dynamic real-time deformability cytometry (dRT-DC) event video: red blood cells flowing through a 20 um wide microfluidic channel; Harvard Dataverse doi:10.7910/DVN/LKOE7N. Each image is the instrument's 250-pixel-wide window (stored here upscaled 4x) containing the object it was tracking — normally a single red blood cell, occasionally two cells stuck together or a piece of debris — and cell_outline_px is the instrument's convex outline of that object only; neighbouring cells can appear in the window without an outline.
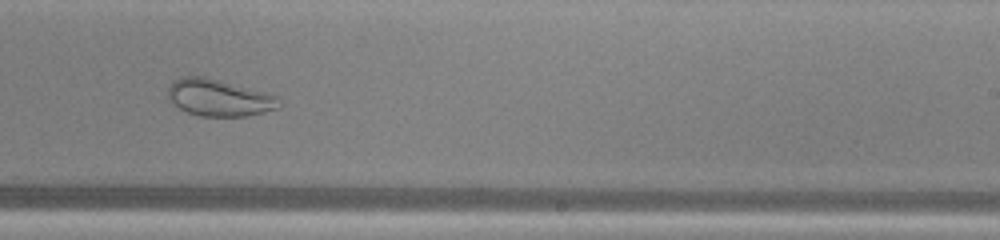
{"species": "common noctule bat (a hibernating species)", "species_latin": "Nyctalus noctula", "temperature_condition": "warm", "stored_images_in_passage": 46, "camera_frame_rate_fps": 3000, "um_per_image_px": 0.085, "animal": {"sex": "male", "body_mass_g": 13.0, "forearm_length_mm": 53.1}, "frame": {"image": 1, "passage_image": 27, "time_ms": 8.667, "image_size_px": [1000, 240], "cell_outline_px": [[280, 108], [248, 116], [200, 116], [188, 112], [172, 104], [168, 100], [168, 88], [172, 80], [180, 76], [204, 76], [264, 92], [276, 96]], "centroid_in_image_um": [18.55, 8.3], "position_along_channel_um": 270.4, "area_um2": 23.81}}